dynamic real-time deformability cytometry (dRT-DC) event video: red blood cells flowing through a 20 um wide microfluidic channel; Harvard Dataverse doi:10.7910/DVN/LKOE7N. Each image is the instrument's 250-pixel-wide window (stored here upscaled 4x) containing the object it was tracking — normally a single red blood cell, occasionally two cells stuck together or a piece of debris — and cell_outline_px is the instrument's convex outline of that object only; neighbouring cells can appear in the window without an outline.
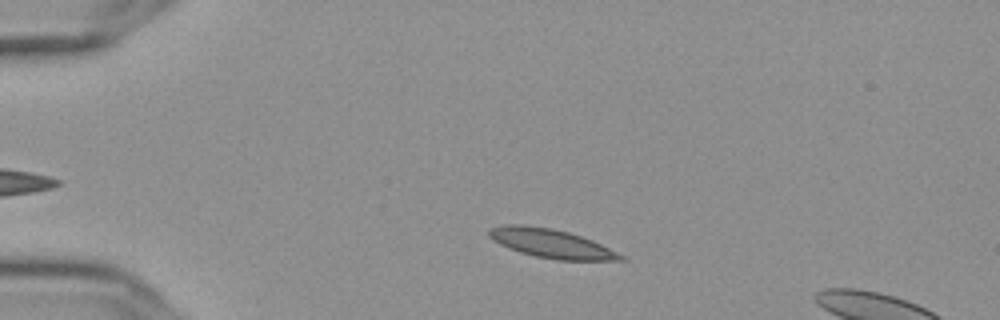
{"species": "Egyptian fruit bat (a non-hibernating species)", "species_latin": "Rousettus aegyptiacus", "temperature_condition": "cold", "stored_images_in_passage": 12, "camera_frame_rate_fps": 3000, "um_per_image_px": 0.085, "frame": {"image": 1, "passage_image": 7, "time_ms": 2.0, "image_size_px": [1000, 320], "cell_outline_px": [[628, 260], [556, 260], [536, 256], [520, 252], [508, 248], [492, 240], [488, 236], [488, 228], [504, 224], [520, 224], [552, 228], [568, 232], [592, 240], [624, 256]], "centroid_in_image_um": [46.79, 20.68], "position_along_channel_um": 38.2, "area_um2": 22.08}}